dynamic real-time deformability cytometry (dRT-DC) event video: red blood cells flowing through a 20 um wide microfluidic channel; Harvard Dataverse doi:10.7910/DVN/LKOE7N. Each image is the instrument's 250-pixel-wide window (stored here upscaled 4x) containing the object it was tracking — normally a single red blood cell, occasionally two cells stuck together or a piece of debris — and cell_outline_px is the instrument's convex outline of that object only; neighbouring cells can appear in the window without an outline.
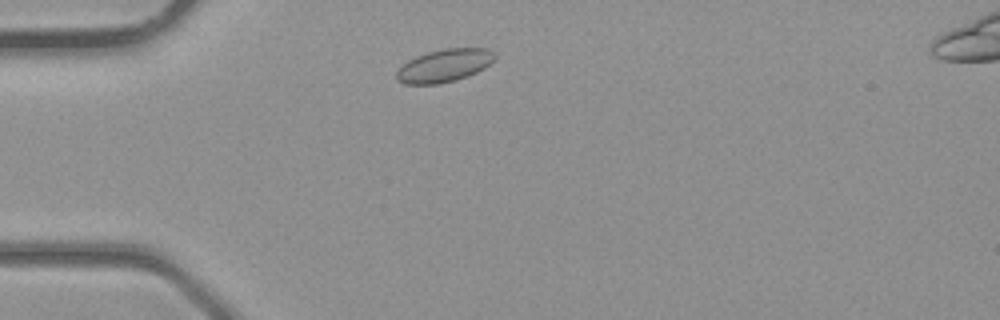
{"species": "common noctule bat (a hibernating species)", "species_latin": "Nyctalus noctula", "temperature_condition": "room temperature", "stored_images_in_passage": 32, "camera_frame_rate_fps": 3000, "um_per_image_px": 0.085, "animal": {"sex": "male", "body_mass_g": 23.1, "forearm_length_mm": 52.7}, "frame": {"image": 1, "passage_image": 3, "time_ms": 0.667, "image_size_px": [1000, 320], "cell_outline_px": [[496, 60], [484, 68], [476, 72], [452, 80], [436, 84], [404, 84], [396, 80], [396, 72], [408, 60], [416, 56], [428, 52], [444, 48], [488, 48], [496, 56]], "centroid_in_image_um": [37.76, 5.56], "position_along_channel_um": 47.2, "area_um2": 18.61}}
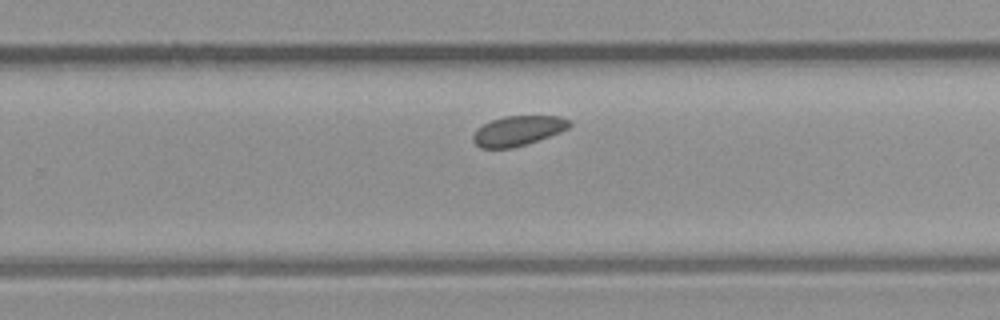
{"frame": {"image": 2, "passage_image": 18, "time_ms": 5.667, "image_size_px": [1000, 320], "cell_outline_px": [[572, 124], [568, 128], [560, 132], [512, 148], [480, 148], [472, 140], [472, 136], [476, 128], [492, 120], [504, 116], [560, 116], [572, 120]], "centroid_in_image_um": [44.02, 11.1], "position_along_channel_um": 285.8, "area_um2": 16.7}}
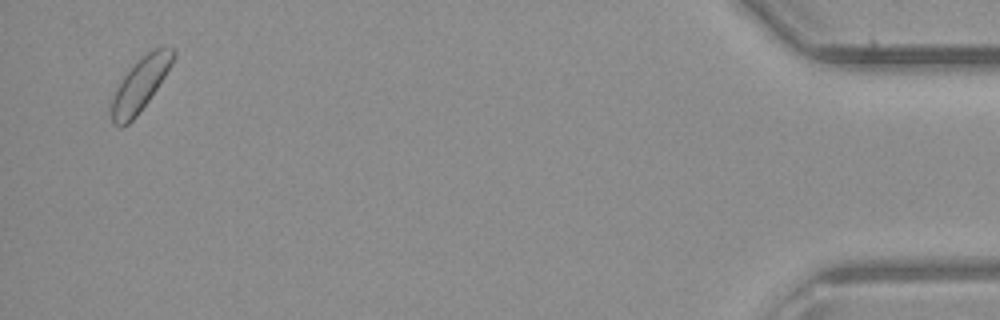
{"frame": {"image": 3, "passage_image": 31, "time_ms": 10.0, "image_size_px": [1000, 320], "cell_outline_px": [[176, 56], [172, 64], [148, 100], [136, 116], [128, 124], [120, 128], [112, 124], [112, 100], [124, 76], [148, 52], [156, 48], [172, 48], [176, 52]], "centroid_in_image_um": [11.93, 7.22], "position_along_channel_um": 423.3, "area_um2": 18.21}}